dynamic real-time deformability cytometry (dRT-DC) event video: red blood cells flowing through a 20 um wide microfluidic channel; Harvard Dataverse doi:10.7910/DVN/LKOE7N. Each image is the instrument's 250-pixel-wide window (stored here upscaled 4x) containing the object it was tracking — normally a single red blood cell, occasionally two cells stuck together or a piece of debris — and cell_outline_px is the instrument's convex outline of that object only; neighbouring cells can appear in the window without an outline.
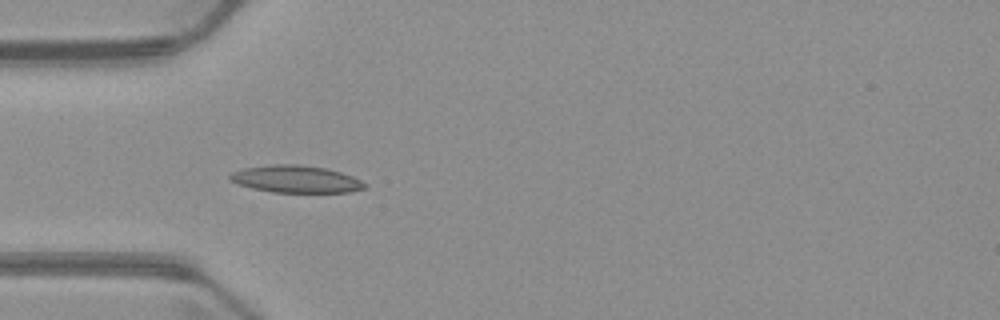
{"species": "common noctule bat (a hibernating species)", "species_latin": "Nyctalus noctula", "temperature_condition": "warm", "stored_images_in_passage": 6, "camera_frame_rate_fps": 3000, "um_per_image_px": 0.085, "animal": {"sex": "male", "body_mass_g": 23.1, "forearm_length_mm": 52.7}, "frame": {"image": 1, "passage_image": 4, "time_ms": 4.333, "image_size_px": [1000, 320], "cell_outline_px": [[368, 184], [364, 188], [348, 192], [272, 192], [252, 188], [236, 184], [228, 180], [228, 176], [232, 172], [244, 168], [272, 164], [300, 164], [328, 168], [352, 176]], "centroid_in_image_um": [25.12, 15.22], "position_along_channel_um": 59.9, "area_um2": 21.5}}
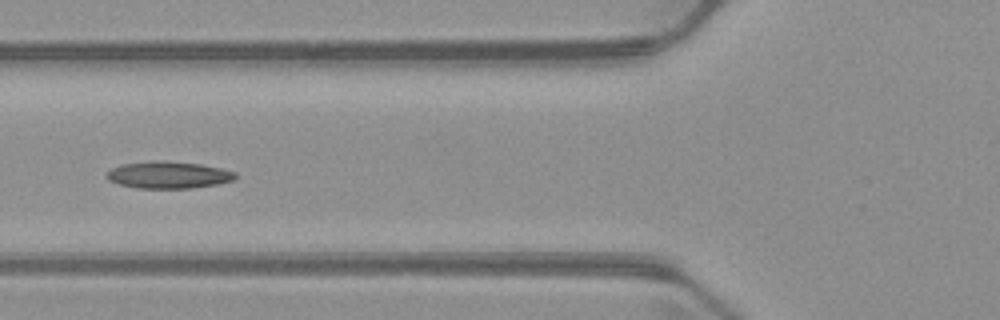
{"frame": {"image": 2, "passage_image": 5, "time_ms": 5.667, "image_size_px": [1000, 320], "cell_outline_px": [[236, 180], [216, 184], [192, 188], [136, 188], [120, 184], [108, 180], [108, 172], [112, 168], [120, 164], [156, 160], [164, 160], [200, 164], [220, 168], [236, 172]], "centroid_in_image_um": [14.33, 14.86], "position_along_channel_um": 111.5, "area_um2": 20.23}}
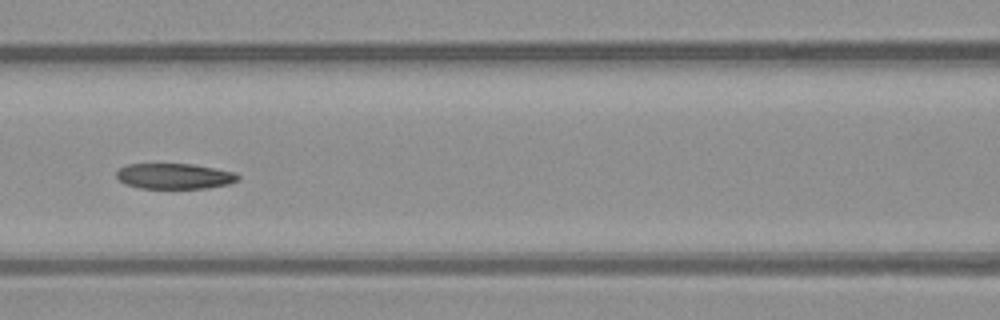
{"frame": {"image": 3, "passage_image": 6, "time_ms": 6.667, "image_size_px": [1000, 320], "cell_outline_px": [[240, 176], [236, 180], [228, 184], [204, 188], [140, 188], [124, 184], [116, 176], [116, 172], [120, 168], [128, 164], [192, 164], [236, 172]], "centroid_in_image_um": [14.81, 14.97], "position_along_channel_um": 151.8, "area_um2": 17.98}}